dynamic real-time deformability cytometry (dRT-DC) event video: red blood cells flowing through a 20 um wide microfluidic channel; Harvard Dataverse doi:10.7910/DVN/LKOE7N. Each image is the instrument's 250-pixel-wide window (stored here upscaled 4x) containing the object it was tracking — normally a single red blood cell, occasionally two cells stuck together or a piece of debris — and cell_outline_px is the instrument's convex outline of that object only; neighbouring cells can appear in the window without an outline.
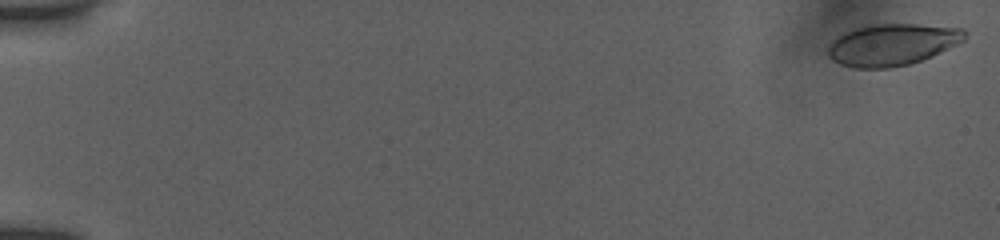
{"species": "human", "species_latin": "Homo sapiens", "temperature_condition": "room temperature", "stored_images_in_passage": 49, "camera_frame_rate_fps": 3000, "um_per_image_px": 0.085, "donor": {"sex": "female"}, "frame": {"image": 1, "passage_image": 1, "time_ms": 0.0, "image_size_px": [1000, 240], "cell_outline_px": [[968, 32], [964, 40], [956, 44], [920, 60], [908, 64], [888, 68], [856, 68], [840, 64], [832, 60], [828, 56], [828, 48], [832, 40], [844, 32], [856, 28], [876, 24], [916, 24], [964, 28]], "centroid_in_image_um": [75.81, 3.78], "position_along_channel_um": 9.2, "area_um2": 32.95}}
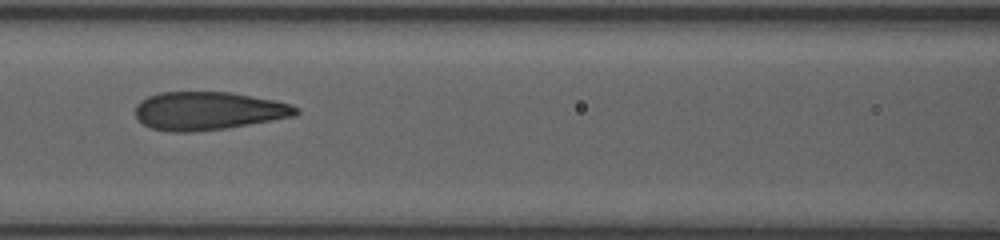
{"frame": {"image": 2, "passage_image": 28, "time_ms": 8.333, "image_size_px": [1000, 240], "cell_outline_px": [[300, 112], [296, 116], [224, 128], [192, 132], [172, 132], [152, 128], [144, 124], [136, 116], [136, 104], [140, 100], [148, 96], [160, 92], [228, 92], [272, 100], [292, 104], [300, 108]], "centroid_in_image_um": [17.7, 9.42], "position_along_channel_um": 148.9, "area_um2": 35.55}}
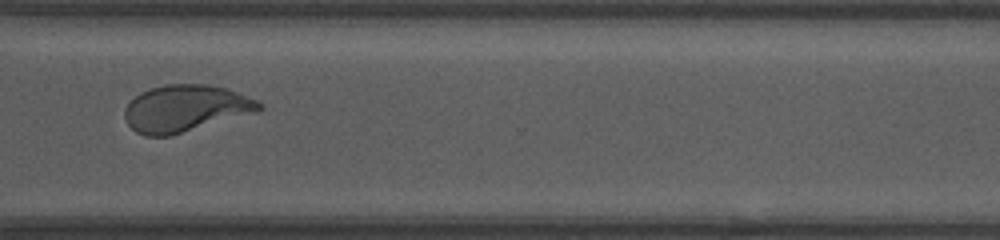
{"frame": {"image": 3, "passage_image": 48, "time_ms": 13.667, "image_size_px": [1000, 240], "cell_outline_px": [[264, 108], [260, 112], [168, 136], [144, 136], [136, 132], [128, 124], [124, 116], [124, 108], [140, 92], [152, 88], [168, 84], [208, 84], [224, 88], [236, 92], [256, 100], [264, 104]], "centroid_in_image_um": [15.79, 9.22], "position_along_channel_um": 354.8, "area_um2": 36.7}}